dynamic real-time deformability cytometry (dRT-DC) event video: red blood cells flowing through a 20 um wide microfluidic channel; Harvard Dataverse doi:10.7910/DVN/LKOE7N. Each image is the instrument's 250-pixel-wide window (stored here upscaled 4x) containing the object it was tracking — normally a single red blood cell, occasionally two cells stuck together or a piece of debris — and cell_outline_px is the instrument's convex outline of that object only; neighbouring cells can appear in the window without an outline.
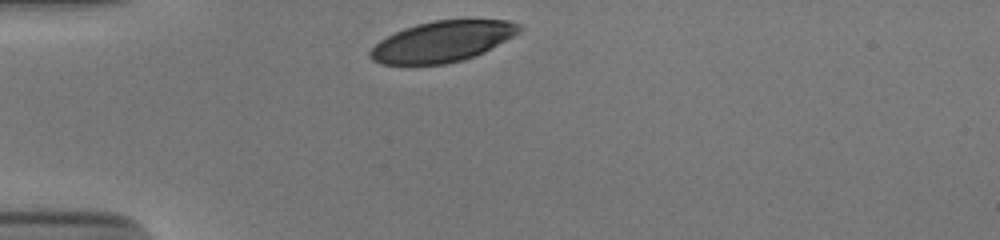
{"species": "human", "species_latin": "Homo sapiens", "temperature_condition": "cold", "stored_images_in_passage": 29, "camera_frame_rate_fps": 3000, "um_per_image_px": 0.085, "donor": {"sex": "male"}, "frame": {"image": 1, "passage_image": 1, "time_ms": 0.0, "image_size_px": [1000, 240], "cell_outline_px": [[524, 28], [520, 32], [484, 52], [464, 60], [444, 64], [380, 64], [372, 60], [368, 56], [368, 52], [380, 40], [404, 28], [416, 24], [436, 20], [508, 20], [520, 24]], "centroid_in_image_um": [37.6, 3.53], "position_along_channel_um": 47.4, "area_um2": 35.32}}
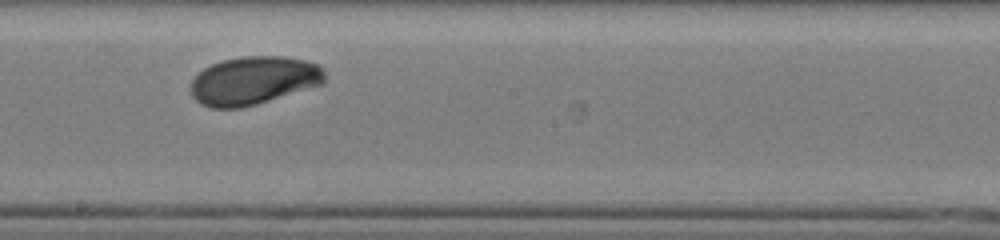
{"frame": {"image": 2, "passage_image": 17, "time_ms": 5.333, "image_size_px": [1000, 240], "cell_outline_px": [[324, 84], [256, 104], [240, 108], [208, 108], [200, 104], [192, 96], [192, 80], [204, 68], [212, 64], [224, 60], [244, 56], [284, 56], [304, 60], [320, 64], [324, 72]], "centroid_in_image_um": [21.57, 6.85], "position_along_channel_um": 226.6, "area_um2": 37.63}}
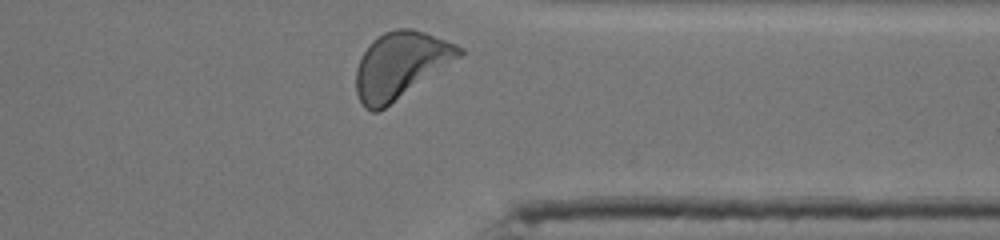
{"frame": {"image": 3, "passage_image": 29, "time_ms": 9.333, "image_size_px": [1000, 240], "cell_outline_px": [[464, 52], [460, 56], [384, 108], [376, 112], [372, 112], [364, 108], [356, 92], [356, 68], [360, 56], [368, 44], [372, 40], [384, 32], [396, 28], [412, 28], [424, 32], [456, 44], [464, 48]], "centroid_in_image_um": [33.99, 5.51], "position_along_channel_um": 377.4, "area_um2": 39.42}, "authors_computed_cell_mechanics": {"area_um2": 37.6278, "velocity_mm_per_s": 3.8243, "shape_relaxation_time_tau1_ms": 2.881, "shape_relaxation_time_tau2_ms": null, "deformation_change_tau1": 0.1371, "deformation_change_tau2": null}}